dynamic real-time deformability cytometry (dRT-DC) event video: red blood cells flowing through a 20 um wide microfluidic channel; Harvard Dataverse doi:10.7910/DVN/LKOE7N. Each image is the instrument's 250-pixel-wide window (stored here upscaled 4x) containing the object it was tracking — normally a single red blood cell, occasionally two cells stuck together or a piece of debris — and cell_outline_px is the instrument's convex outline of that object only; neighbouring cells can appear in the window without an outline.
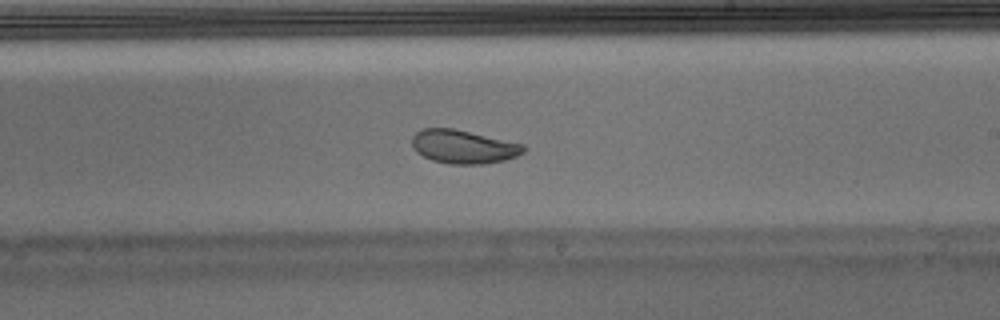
{"species": "Egyptian fruit bat (a non-hibernating species)", "species_latin": "Rousettus aegyptiacus", "temperature_condition": "warm", "stored_images_in_passage": 42, "camera_frame_rate_fps": 3000, "um_per_image_px": 0.085, "animal": {"sex": "male"}, "frame": {"image": 1, "passage_image": 24, "time_ms": 7.667, "image_size_px": [1000, 320], "cell_outline_px": [[528, 148], [524, 152], [516, 156], [504, 160], [484, 164], [448, 164], [432, 160], [416, 152], [412, 144], [412, 136], [416, 132], [424, 128], [452, 128], [524, 144]], "centroid_in_image_um": [39.4, 12.47], "position_along_channel_um": 249.6, "area_um2": 21.79}}
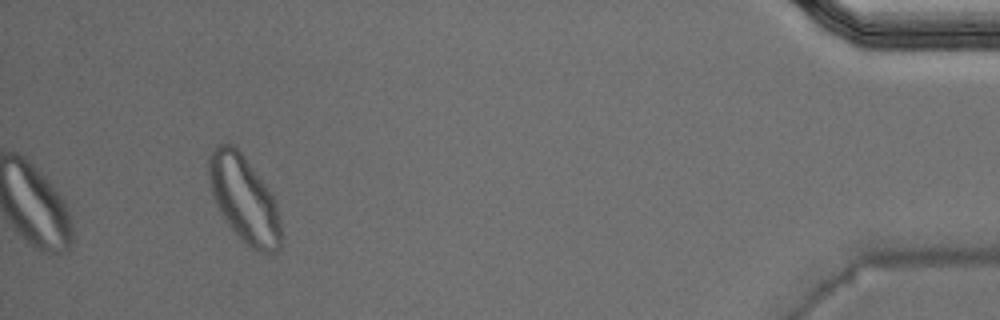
{"frame": {"image": 2, "passage_image": 42, "time_ms": 13.667, "image_size_px": [1000, 320], "cell_outline_px": [[284, 236], [280, 248], [276, 252], [260, 252], [248, 248], [244, 244], [228, 224], [220, 212], [212, 196], [208, 180], [208, 156], [216, 144], [232, 144], [244, 156], [264, 184], [272, 196], [276, 204]], "centroid_in_image_um": [20.74, 16.97], "position_along_channel_um": 414.5, "area_um2": 36.65}, "authors_computed_cell_mechanics": {"area_um2": 22.6576, "velocity_mm_per_s": 3.8914, "shape_relaxation_time_tau1_ms": 6.9879, "shape_relaxation_time_tau2_ms": 1.2206, "deformation_change_tau1": 0.1714, "deformation_change_tau2": 0.0438}}